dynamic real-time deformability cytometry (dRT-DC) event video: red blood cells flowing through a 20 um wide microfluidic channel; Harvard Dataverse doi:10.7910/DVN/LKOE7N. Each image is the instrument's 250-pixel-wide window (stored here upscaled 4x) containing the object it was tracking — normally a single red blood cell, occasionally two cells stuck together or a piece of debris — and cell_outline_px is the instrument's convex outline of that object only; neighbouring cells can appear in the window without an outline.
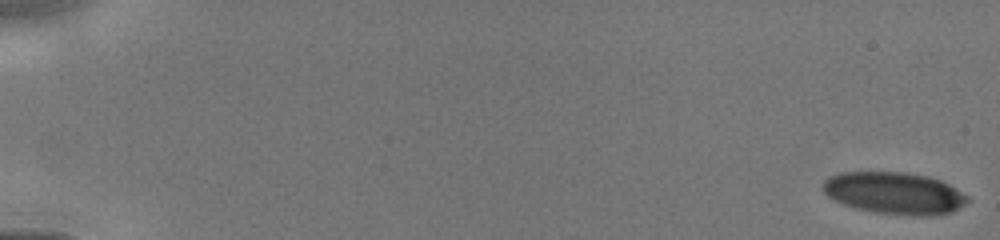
{"species": "human", "species_latin": "Homo sapiens", "temperature_condition": "cold", "stored_images_in_passage": 57, "camera_frame_rate_fps": 3000, "um_per_image_px": 0.085, "donor": {"sex": "male"}, "frame": {"image": 1, "passage_image": 1, "time_ms": 0.0, "image_size_px": [1000, 240], "cell_outline_px": [[972, 200], [952, 212], [872, 212], [856, 208], [832, 200], [824, 192], [824, 180], [828, 176], [840, 172], [904, 172], [928, 176], [940, 180], [948, 184], [968, 196]], "centroid_in_image_um": [75.96, 16.35], "position_along_channel_um": 9.0, "area_um2": 34.22}}
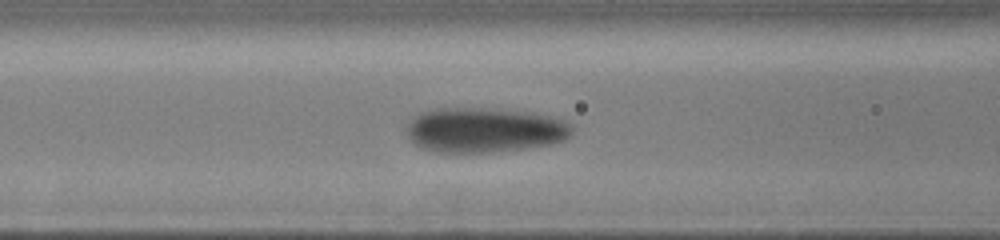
{"frame": {"image": 2, "passage_image": 40, "time_ms": 6.667, "image_size_px": [1000, 240], "cell_outline_px": [[572, 132], [564, 140], [548, 144], [524, 148], [488, 152], [436, 152], [420, 148], [408, 136], [404, 128], [412, 116], [420, 112], [436, 108], [480, 108], [524, 112], [552, 116], [564, 120], [572, 124]], "centroid_in_image_um": [41.11, 11.04], "position_along_channel_um": 125.5, "area_um2": 43.18}}
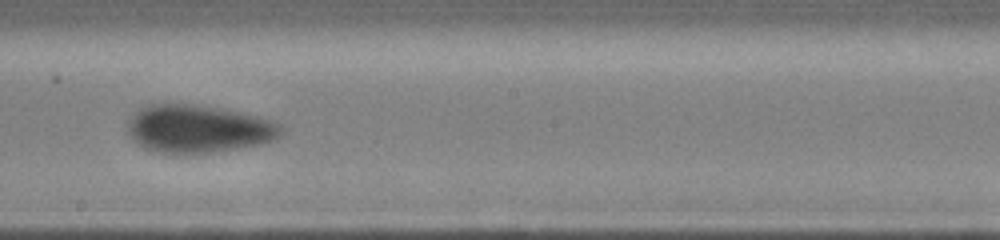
{"frame": {"image": 3, "passage_image": 56, "time_ms": 9.0, "image_size_px": [1000, 240], "cell_outline_px": [[284, 132], [276, 140], [260, 144], [236, 148], [208, 152], [160, 152], [144, 148], [128, 132], [128, 120], [132, 112], [148, 104], [192, 104], [224, 108], [272, 120], [280, 124], [284, 128]], "centroid_in_image_um": [16.89, 10.92], "position_along_channel_um": 231.3, "area_um2": 42.54}}